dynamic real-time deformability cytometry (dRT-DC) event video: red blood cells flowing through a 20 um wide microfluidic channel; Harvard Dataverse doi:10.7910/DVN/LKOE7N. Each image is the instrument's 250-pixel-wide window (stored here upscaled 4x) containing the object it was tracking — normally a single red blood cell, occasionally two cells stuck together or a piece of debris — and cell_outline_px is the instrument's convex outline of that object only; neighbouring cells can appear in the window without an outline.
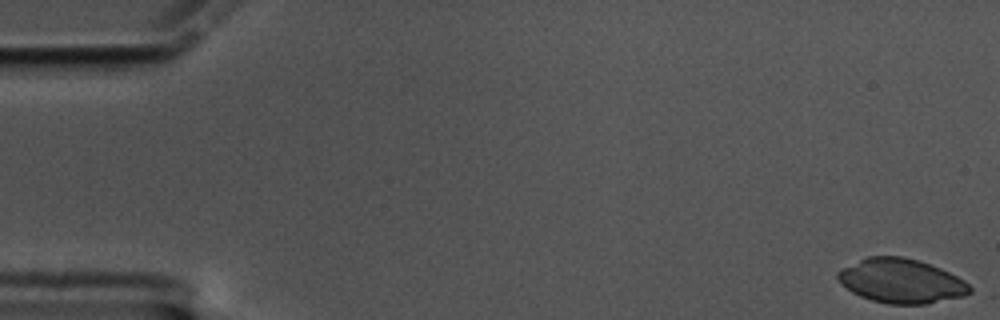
{"species": "common noctule bat (a hibernating species)", "species_latin": "Nyctalus noctula", "temperature_condition": "cold", "stored_images_in_passage": 59, "camera_frame_rate_fps": 3000, "um_per_image_px": 0.085, "animal": {"sex": "male", "body_mass_g": 17.5, "forearm_length_mm": 52.3}, "frame": {"image": 1, "passage_image": 1, "time_ms": 0.0, "image_size_px": [1000, 320], "cell_outline_px": [[972, 292], [964, 296], [924, 304], [888, 304], [872, 300], [860, 296], [852, 292], [840, 284], [836, 276], [836, 272], [868, 256], [904, 256], [920, 260], [940, 268], [964, 280], [972, 288]], "centroid_in_image_um": [76.6, 23.88], "position_along_channel_um": 8.4, "area_um2": 34.04}}